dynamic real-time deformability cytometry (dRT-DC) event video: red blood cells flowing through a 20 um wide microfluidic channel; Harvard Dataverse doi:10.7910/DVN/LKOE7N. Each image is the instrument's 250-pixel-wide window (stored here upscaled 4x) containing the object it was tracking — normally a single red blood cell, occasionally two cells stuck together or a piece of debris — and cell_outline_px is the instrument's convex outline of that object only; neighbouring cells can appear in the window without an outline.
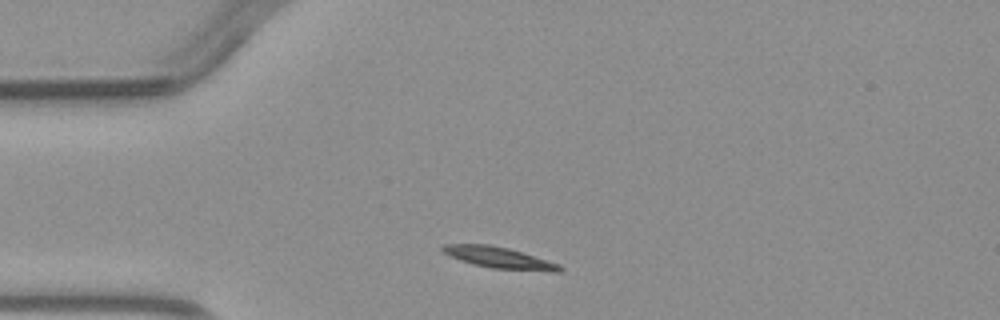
{"species": "common noctule bat (a hibernating species)", "species_latin": "Nyctalus noctula", "temperature_condition": "warm", "stored_images_in_passage": 2, "camera_frame_rate_fps": 3000, "um_per_image_px": 0.085, "animal": {"sex": "male", "body_mass_g": 23.1, "forearm_length_mm": 52.7}, "frame": {"image": 1, "passage_image": 1, "time_ms": 0.0, "image_size_px": [1000, 320], "cell_outline_px": [[564, 268], [560, 272], [548, 272], [492, 268], [472, 264], [460, 260], [444, 252], [440, 248], [444, 244], [488, 244], [508, 248], [548, 260], [560, 264]], "centroid_in_image_um": [42.49, 21.92], "position_along_channel_um": 42.5, "area_um2": 14.57}}